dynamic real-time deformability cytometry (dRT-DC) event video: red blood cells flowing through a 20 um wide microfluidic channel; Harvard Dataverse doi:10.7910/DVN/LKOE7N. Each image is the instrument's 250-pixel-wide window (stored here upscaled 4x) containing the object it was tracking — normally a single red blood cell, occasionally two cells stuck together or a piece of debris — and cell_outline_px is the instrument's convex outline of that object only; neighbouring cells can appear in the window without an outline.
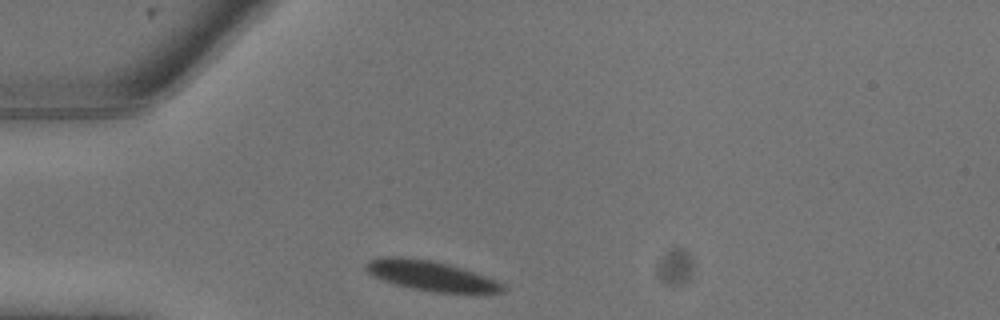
{"species": "common noctule bat (a hibernating species)", "species_latin": "Nyctalus noctula", "temperature_condition": "warm", "stored_images_in_passage": 13, "camera_frame_rate_fps": 3000, "um_per_image_px": 0.085, "animal": {"sex": "male", "body_mass_g": 13.3}, "frame": {"image": 1, "passage_image": 1, "time_ms": 0.0, "image_size_px": [1000, 320], "cell_outline_px": [[504, 288], [500, 292], [436, 292], [412, 288], [396, 284], [372, 276], [364, 268], [368, 260], [380, 256], [400, 256], [432, 260], [448, 264], [484, 276], [500, 284]], "centroid_in_image_um": [36.47, 23.4], "position_along_channel_um": 48.5, "area_um2": 23.24}}
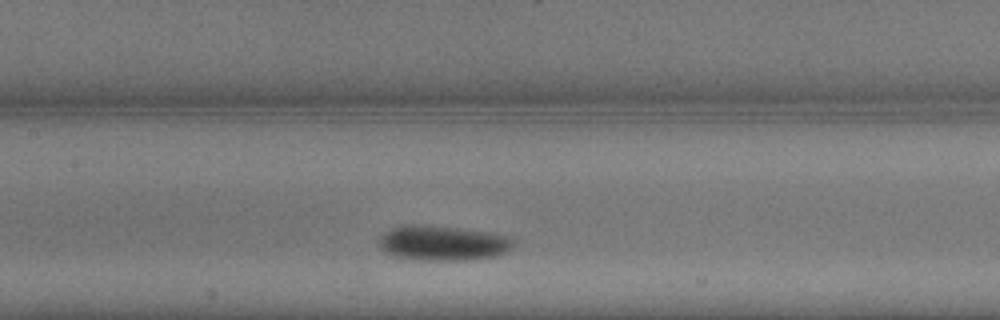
{"frame": {"image": 2, "passage_image": 6, "time_ms": 1.667, "image_size_px": [1000, 320], "cell_outline_px": [[516, 240], [512, 248], [496, 256], [468, 260], [424, 260], [392, 256], [384, 252], [380, 248], [380, 236], [384, 232], [400, 224], [416, 224], [460, 228], [488, 232], [512, 236]], "centroid_in_image_um": [37.64, 20.65], "position_along_channel_um": 169.8, "area_um2": 27.74}}
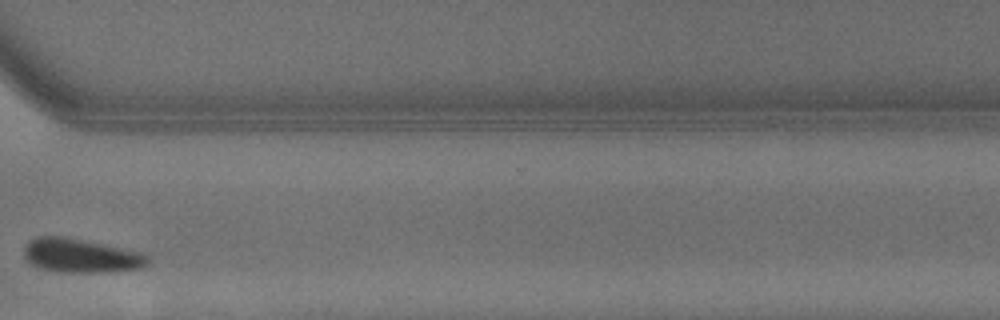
{"frame": {"image": 3, "passage_image": 13, "time_ms": 4.0, "image_size_px": [1000, 320], "cell_outline_px": [[148, 264], [140, 268], [116, 272], [60, 272], [40, 268], [32, 264], [24, 256], [24, 248], [36, 236], [64, 236], [140, 252], [148, 256]], "centroid_in_image_um": [6.88, 21.74], "position_along_channel_um": 363.7, "area_um2": 24.28}}